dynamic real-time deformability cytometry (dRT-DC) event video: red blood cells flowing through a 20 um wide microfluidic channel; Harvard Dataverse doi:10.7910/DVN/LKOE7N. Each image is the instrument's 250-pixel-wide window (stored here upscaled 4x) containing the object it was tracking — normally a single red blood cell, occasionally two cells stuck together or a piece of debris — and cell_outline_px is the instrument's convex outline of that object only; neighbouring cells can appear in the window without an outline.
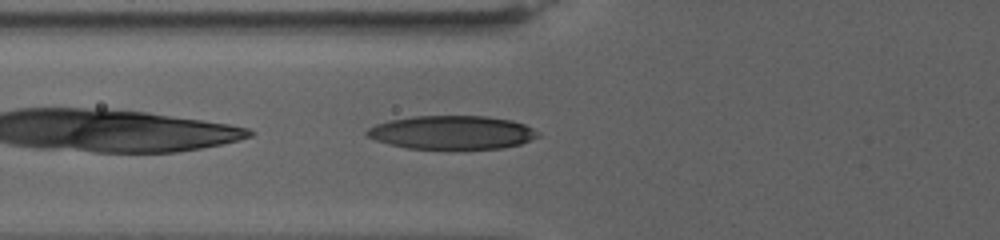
{"species": "human", "species_latin": "Homo sapiens", "temperature_condition": "warm", "stored_images_in_passage": 39, "camera_frame_rate_fps": 3000, "um_per_image_px": 0.085, "donor": {"sex": "female"}, "frame": {"image": 1, "passage_image": 4, "time_ms": 1.0, "image_size_px": [1000, 240], "cell_outline_px": [[540, 136], [520, 144], [504, 148], [408, 148], [376, 140], [368, 136], [364, 132], [368, 128], [376, 124], [388, 120], [412, 116], [484, 116], [512, 120], [524, 124], [540, 132]], "centroid_in_image_um": [38.43, 11.24], "position_along_channel_um": 87.4, "area_um2": 33.23}}
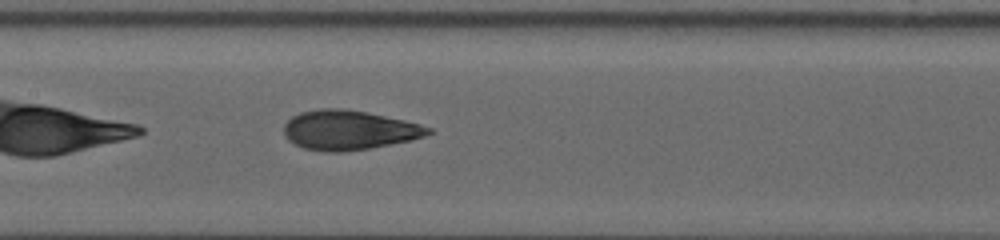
{"frame": {"image": 2, "passage_image": 14, "time_ms": 4.333, "image_size_px": [1000, 240], "cell_outline_px": [[432, 132], [424, 136], [412, 140], [368, 148], [340, 152], [324, 152], [304, 148], [288, 140], [284, 136], [284, 124], [292, 116], [300, 112], [320, 108], [344, 108], [404, 120], [420, 124], [432, 128]], "centroid_in_image_um": [29.63, 11.05], "position_along_channel_um": 177.8, "area_um2": 33.12}}
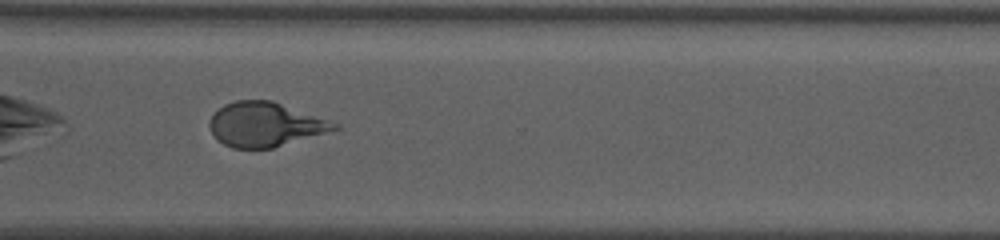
{"frame": {"image": 3, "passage_image": 33, "time_ms": 10.667, "image_size_px": [1000, 240], "cell_outline_px": [[340, 128], [272, 148], [232, 148], [216, 140], [208, 124], [212, 116], [224, 104], [236, 100], [272, 100], [340, 124]], "centroid_in_image_um": [22.52, 10.57], "position_along_channel_um": 348.1, "area_um2": 31.96}, "authors_computed_cell_mechanics": {"area_um2": 32.7148, "velocity_mm_per_s": 2.6909, "shape_relaxation_time_tau1_ms": 5.8478, "shape_relaxation_time_tau2_ms": 1.9527, "deformation_change_tau1": 0.2012, "deformation_change_tau2": 0.0878}}